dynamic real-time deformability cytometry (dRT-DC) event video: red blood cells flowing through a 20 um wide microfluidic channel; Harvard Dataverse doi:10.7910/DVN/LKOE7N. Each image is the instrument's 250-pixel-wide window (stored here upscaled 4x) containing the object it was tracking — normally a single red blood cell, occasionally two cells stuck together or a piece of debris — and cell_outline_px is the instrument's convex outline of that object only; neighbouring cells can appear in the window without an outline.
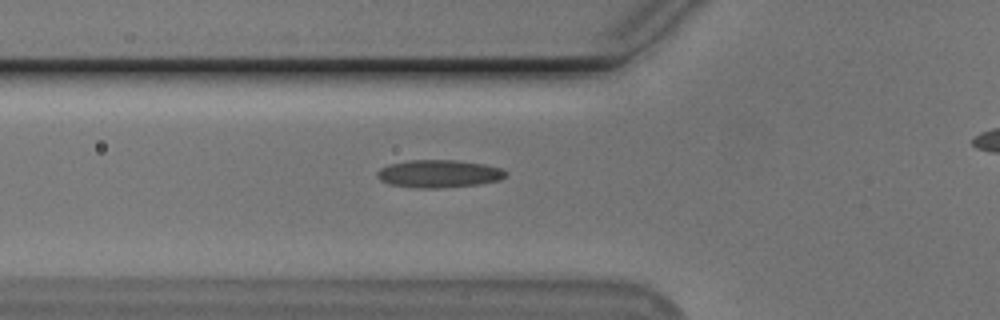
{"species": "Egyptian fruit bat (a non-hibernating species)", "species_latin": "Rousettus aegyptiacus", "temperature_condition": "cold", "stored_images_in_passage": 38, "camera_frame_rate_fps": 3000, "um_per_image_px": 0.085, "animal": {"sex": "male"}, "frame": {"image": 1, "passage_image": 9, "time_ms": 2.667, "image_size_px": [1000, 320], "cell_outline_px": [[508, 172], [500, 180], [480, 184], [436, 188], [416, 188], [388, 184], [380, 180], [376, 176], [376, 172], [380, 168], [388, 164], [408, 160], [456, 160], [484, 164], [500, 168]], "centroid_in_image_um": [37.26, 14.76], "position_along_channel_um": 88.5, "area_um2": 20.87}}
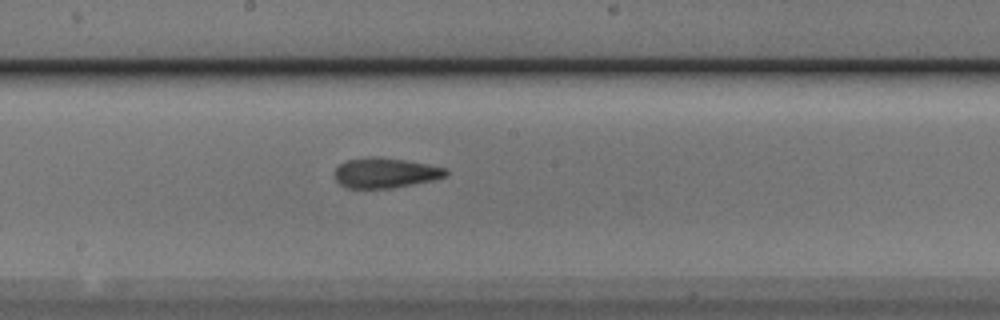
{"frame": {"image": 2, "passage_image": 19, "time_ms": 6.0, "image_size_px": [1000, 320], "cell_outline_px": [[448, 172], [444, 176], [432, 180], [392, 188], [348, 188], [340, 184], [336, 180], [336, 168], [344, 160], [364, 156], [380, 156], [404, 160], [444, 168]], "centroid_in_image_um": [32.68, 14.68], "position_along_channel_um": 215.5, "area_um2": 19.36}}
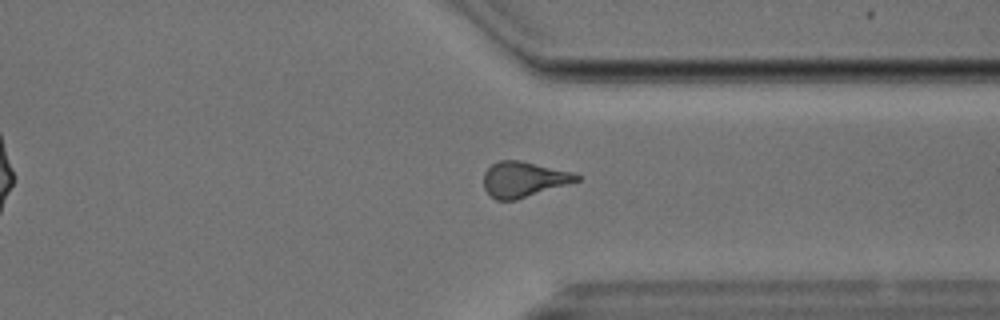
{"frame": {"image": 3, "passage_image": 31, "time_ms": 10.0, "image_size_px": [1000, 320], "cell_outline_px": [[580, 180], [516, 200], [496, 200], [484, 188], [484, 172], [492, 164], [500, 160], [520, 160], [572, 172], [580, 176]], "centroid_in_image_um": [44.49, 15.24], "position_along_channel_um": 366.9, "area_um2": 18.96}, "authors_computed_cell_mechanics": {"area_um2": 19.1318, "velocity_mm_per_s": 3.7912, "shape_relaxation_time_tau1_ms": 5.6581, "shape_relaxation_time_tau2_ms": 3.4649, "deformation_change_tau1": 0.1657, "deformation_change_tau2": 0.1359}}